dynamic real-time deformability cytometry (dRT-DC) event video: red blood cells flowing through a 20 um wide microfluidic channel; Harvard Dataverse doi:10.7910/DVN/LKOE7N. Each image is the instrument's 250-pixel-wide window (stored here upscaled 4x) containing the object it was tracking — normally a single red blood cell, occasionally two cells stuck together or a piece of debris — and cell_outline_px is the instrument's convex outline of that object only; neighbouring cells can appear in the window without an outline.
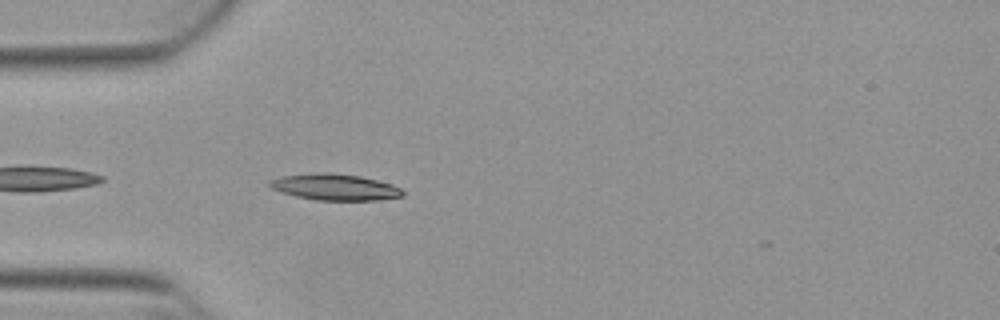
{"species": "Egyptian fruit bat (a non-hibernating species)", "species_latin": "Rousettus aegyptiacus", "temperature_condition": "warm", "stored_images_in_passage": 7, "camera_frame_rate_fps": 3000, "um_per_image_px": 0.085, "animal": {"sex": "female"}, "frame": {"image": 1, "passage_image": 3, "time_ms": 0.667, "image_size_px": [1000, 320], "cell_outline_px": [[404, 196], [380, 200], [316, 200], [296, 196], [272, 188], [268, 184], [272, 180], [280, 176], [324, 172], [328, 172], [360, 176], [392, 184], [400, 188], [404, 192]], "centroid_in_image_um": [28.51, 15.9], "position_along_channel_um": 56.5, "area_um2": 20.17}}